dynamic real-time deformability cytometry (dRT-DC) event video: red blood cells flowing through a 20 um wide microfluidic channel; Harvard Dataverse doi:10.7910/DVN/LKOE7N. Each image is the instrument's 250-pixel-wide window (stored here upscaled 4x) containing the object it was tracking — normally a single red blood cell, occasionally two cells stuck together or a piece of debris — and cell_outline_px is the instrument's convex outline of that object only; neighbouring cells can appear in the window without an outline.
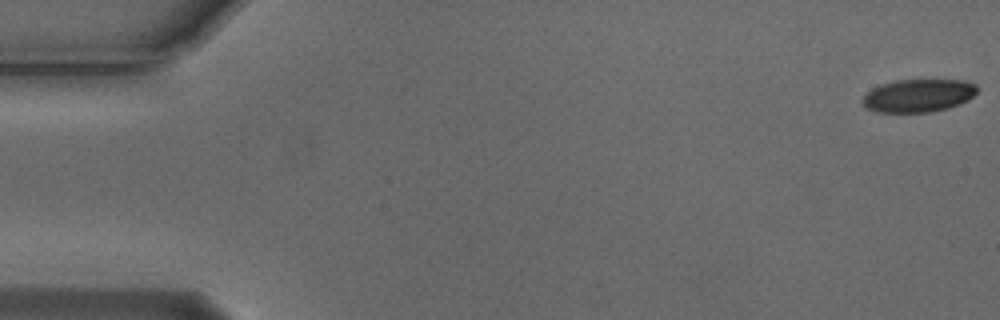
{"species": "Egyptian fruit bat (a non-hibernating species)", "species_latin": "Rousettus aegyptiacus", "temperature_condition": "cold", "stored_images_in_passage": 55, "camera_frame_rate_fps": 3000, "um_per_image_px": 0.085, "animal": {"sex": "male"}, "frame": {"image": 1, "passage_image": 1, "time_ms": 0.0, "image_size_px": [1000, 320], "cell_outline_px": [[976, 92], [968, 100], [960, 104], [948, 108], [932, 112], [880, 112], [868, 108], [864, 104], [864, 96], [872, 88], [896, 80], [964, 80], [976, 84]], "centroid_in_image_um": [78.1, 8.12], "position_along_channel_um": 6.9, "area_um2": 21.73}}
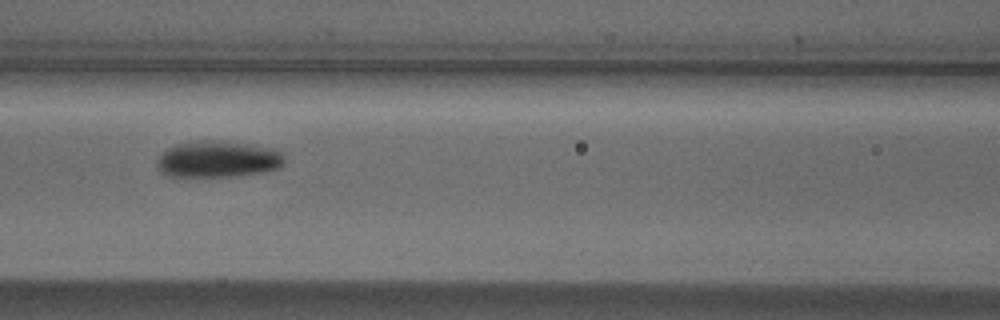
{"frame": {"image": 2, "passage_image": 24, "time_ms": 7.667, "image_size_px": [1000, 320], "cell_outline_px": [[284, 164], [276, 168], [260, 172], [232, 176], [168, 176], [160, 172], [156, 164], [160, 156], [168, 148], [176, 144], [204, 140], [224, 140], [276, 148], [284, 156]], "centroid_in_image_um": [18.53, 13.51], "position_along_channel_um": 148.1, "area_um2": 27.05}}
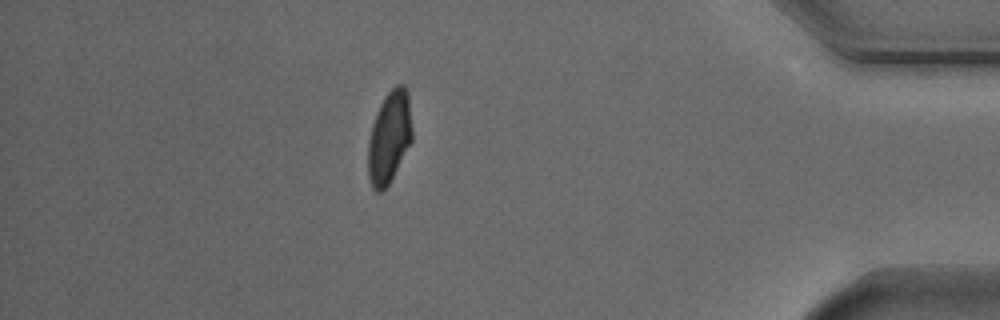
{"frame": {"image": 3, "passage_image": 48, "time_ms": 15.667, "image_size_px": [1000, 320], "cell_outline_px": [[412, 140], [388, 184], [380, 192], [376, 192], [372, 188], [368, 176], [368, 140], [372, 124], [376, 112], [384, 96], [396, 84], [404, 84], [408, 92], [412, 128]], "centroid_in_image_um": [33.08, 11.63], "position_along_channel_um": 402.1, "area_um2": 23.64}, "authors_computed_cell_mechanics": {"area_um2": 24.276, "velocity_mm_per_s": 3.7519, "shape_relaxation_time_tau1_ms": 4.1026, "shape_relaxation_time_tau2_ms": 3.5496, "deformation_change_tau1": 0.1445, "deformation_change_tau2": 0.0683}}